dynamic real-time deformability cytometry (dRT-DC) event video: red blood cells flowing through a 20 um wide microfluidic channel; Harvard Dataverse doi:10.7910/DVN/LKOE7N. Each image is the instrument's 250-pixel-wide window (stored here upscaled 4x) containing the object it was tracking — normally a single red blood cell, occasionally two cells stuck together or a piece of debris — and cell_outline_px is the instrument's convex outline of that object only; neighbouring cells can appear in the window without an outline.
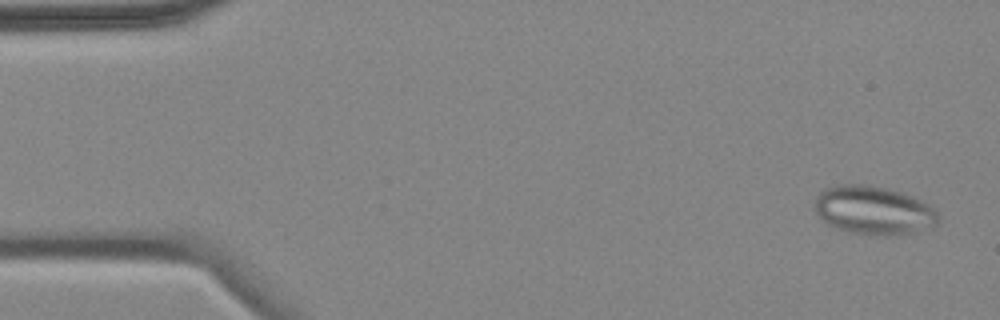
{"species": "common noctule bat (a hibernating species)", "species_latin": "Nyctalus noctula", "temperature_condition": "cold", "stored_images_in_passage": 7, "camera_frame_rate_fps": 3000, "um_per_image_px": 0.085, "animal": {"sex": "female", "body_mass_g": 18.4}, "frame": {"image": 1, "passage_image": 1, "time_ms": 0.0, "image_size_px": [1000, 320], "cell_outline_px": [[940, 220], [936, 224], [912, 232], [888, 236], [876, 236], [848, 232], [828, 224], [812, 208], [816, 196], [824, 188], [836, 184], [864, 184], [884, 188], [900, 192], [912, 196], [936, 208], [940, 216]], "centroid_in_image_um": [74.23, 17.87], "position_along_channel_um": 10.8, "area_um2": 35.14}}